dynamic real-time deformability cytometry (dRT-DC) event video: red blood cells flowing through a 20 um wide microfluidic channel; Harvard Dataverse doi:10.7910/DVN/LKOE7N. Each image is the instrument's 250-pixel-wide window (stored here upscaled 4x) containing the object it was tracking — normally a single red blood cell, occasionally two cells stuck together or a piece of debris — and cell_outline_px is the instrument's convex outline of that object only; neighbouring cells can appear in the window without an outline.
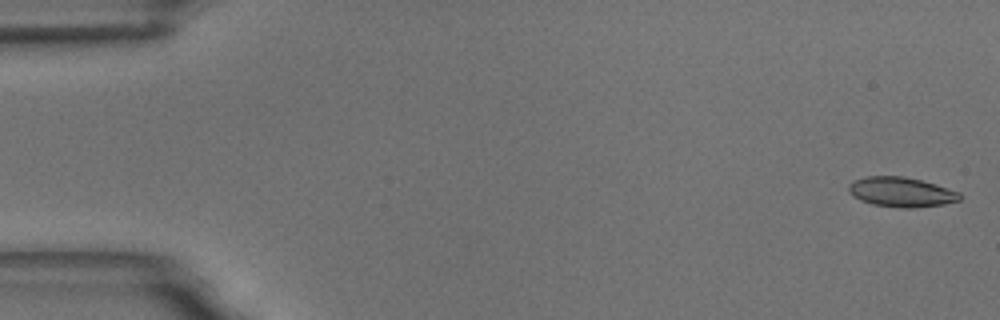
{"species": "common noctule bat (a hibernating species)", "species_latin": "Nyctalus noctula", "temperature_condition": "room temperature", "stored_images_in_passage": 58, "camera_frame_rate_fps": 3000, "um_per_image_px": 0.085, "animal": {"sex": "male", "body_mass_g": 18.8}, "frame": {"image": 1, "passage_image": 2, "time_ms": 0.333, "image_size_px": [1000, 320], "cell_outline_px": [[964, 196], [960, 200], [944, 204], [912, 208], [900, 208], [872, 204], [860, 200], [852, 196], [848, 192], [848, 184], [852, 180], [868, 176], [904, 176], [936, 184], [960, 192]], "centroid_in_image_um": [76.6, 16.32], "position_along_channel_um": 8.4, "area_um2": 19.54}}
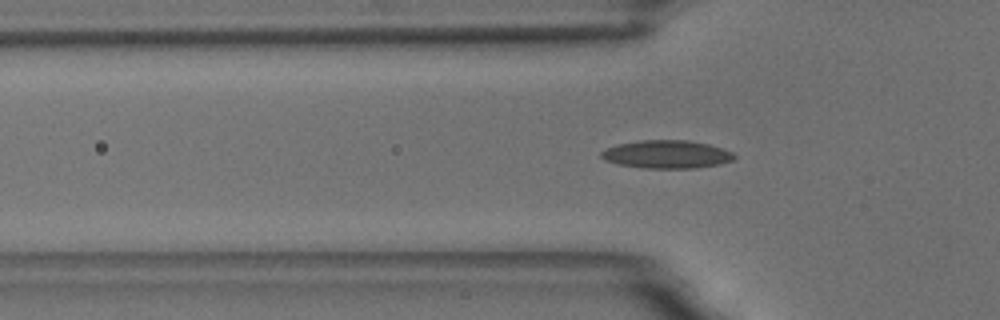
{"frame": {"image": 2, "passage_image": 19, "time_ms": 6.0, "image_size_px": [1000, 320], "cell_outline_px": [[736, 160], [720, 164], [696, 168], [644, 168], [620, 164], [604, 160], [600, 156], [600, 152], [608, 148], [620, 144], [640, 140], [688, 140], [708, 144], [724, 148], [732, 152], [736, 156]], "centroid_in_image_um": [56.73, 13.12], "position_along_channel_um": 69.1, "area_um2": 21.79}}
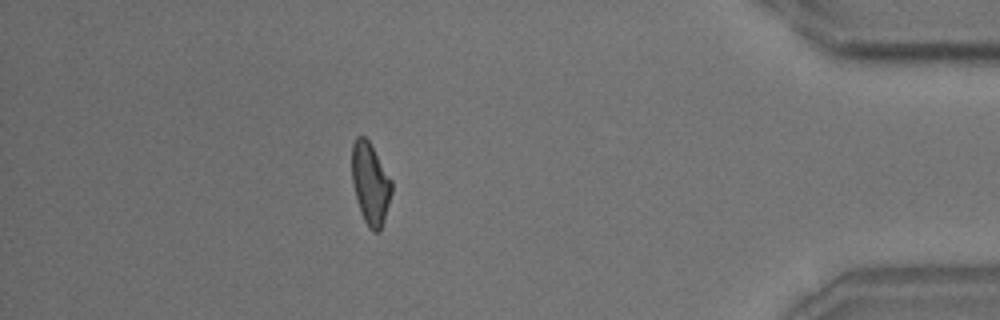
{"frame": {"image": 3, "passage_image": 51, "time_ms": 16.667, "image_size_px": [1000, 320], "cell_outline_px": [[392, 192], [384, 220], [380, 232], [372, 232], [368, 228], [360, 212], [352, 180], [352, 144], [356, 136], [364, 136], [368, 140], [392, 180]], "centroid_in_image_um": [31.48, 15.63], "position_along_channel_um": 403.7, "area_um2": 18.9}, "authors_computed_cell_mechanics": {"area_um2": 19.5364, "velocity_mm_per_s": 3.5417, "shape_relaxation_time_tau1_ms": 6.977, "shape_relaxation_time_tau2_ms": 1.6402, "deformation_change_tau1": 0.1604, "deformation_change_tau2": 0.0873}}